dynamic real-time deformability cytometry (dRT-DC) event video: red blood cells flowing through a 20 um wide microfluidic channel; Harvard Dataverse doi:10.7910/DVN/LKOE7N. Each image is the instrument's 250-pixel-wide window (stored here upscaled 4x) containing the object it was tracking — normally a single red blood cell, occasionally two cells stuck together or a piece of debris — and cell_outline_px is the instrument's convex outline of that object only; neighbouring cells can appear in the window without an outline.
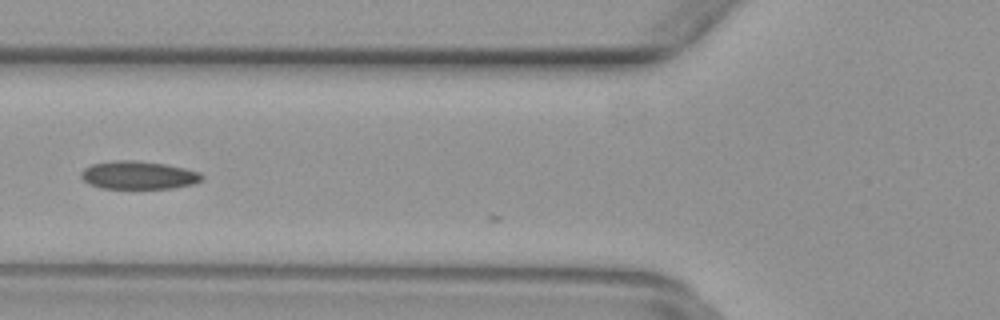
{"species": "common noctule bat (a hibernating species)", "species_latin": "Nyctalus noctula", "temperature_condition": "warm", "stored_images_in_passage": 5, "camera_frame_rate_fps": 3000, "um_per_image_px": 0.085, "animal": {"sex": "female", "body_mass_g": 29.2, "forearm_length_mm": 56.3}, "frame": {"image": 1, "passage_image": 4, "time_ms": 1.0, "image_size_px": [1000, 320], "cell_outline_px": [[204, 180], [192, 184], [172, 188], [100, 188], [88, 184], [80, 176], [80, 172], [84, 168], [92, 164], [116, 160], [136, 160], [164, 164], [184, 168], [200, 172], [204, 176]], "centroid_in_image_um": [11.76, 14.89], "position_along_channel_um": 114.0, "area_um2": 19.83}}